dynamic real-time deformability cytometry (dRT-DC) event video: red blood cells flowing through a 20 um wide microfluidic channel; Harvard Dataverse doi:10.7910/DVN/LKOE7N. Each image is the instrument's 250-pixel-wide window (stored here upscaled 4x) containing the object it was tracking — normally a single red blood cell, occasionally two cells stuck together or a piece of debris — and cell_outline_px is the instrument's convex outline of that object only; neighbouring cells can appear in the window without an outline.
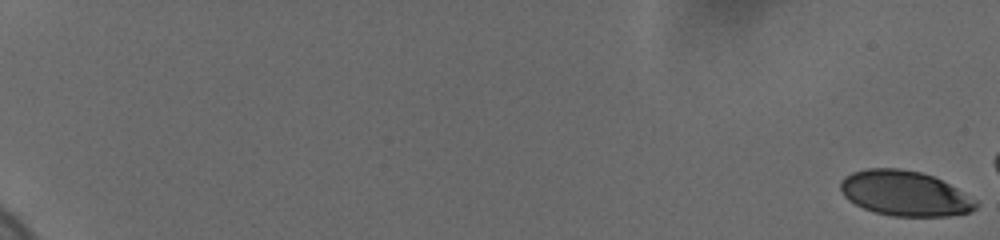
{"species": "human", "species_latin": "Homo sapiens", "temperature_condition": "cold", "stored_images_in_passage": 19, "camera_frame_rate_fps": 3000, "um_per_image_px": 0.085, "donor": {"sex": "female"}, "frame": {"image": 1, "passage_image": 1, "time_ms": 0.0, "image_size_px": [1000, 240], "cell_outline_px": [[980, 204], [976, 208], [968, 212], [948, 216], [892, 216], [876, 212], [864, 208], [848, 200], [844, 196], [840, 188], [840, 180], [844, 176], [852, 172], [864, 168], [900, 168], [920, 172], [932, 176], [956, 188], [976, 200]], "centroid_in_image_um": [76.88, 16.43], "position_along_channel_um": 8.1, "area_um2": 35.49}}